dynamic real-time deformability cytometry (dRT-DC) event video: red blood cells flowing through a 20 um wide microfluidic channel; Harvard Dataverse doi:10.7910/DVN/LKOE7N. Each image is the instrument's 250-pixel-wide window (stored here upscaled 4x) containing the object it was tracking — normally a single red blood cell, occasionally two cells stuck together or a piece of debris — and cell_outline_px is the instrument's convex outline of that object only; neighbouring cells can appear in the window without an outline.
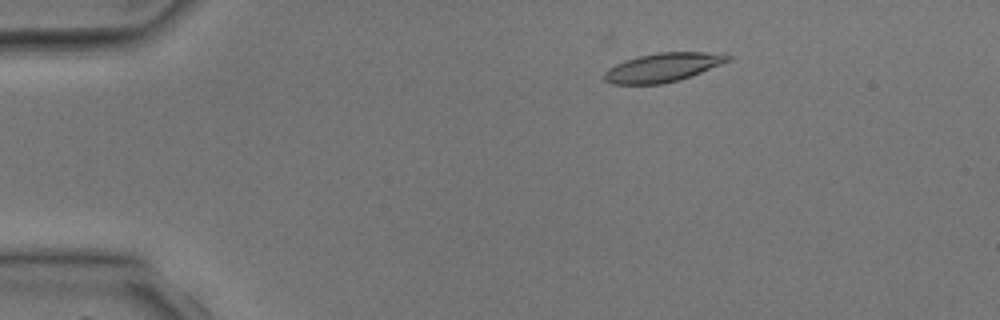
{"species": "common noctule bat (a hibernating species)", "species_latin": "Nyctalus noctula", "temperature_condition": "room temperature", "stored_images_in_passage": 4, "camera_frame_rate_fps": 3000, "um_per_image_px": 0.085, "animal": {"sex": "male", "body_mass_g": 17.9, "forearm_length_mm": 54.2}, "frame": {"image": 1, "passage_image": 2, "time_ms": 1.0, "image_size_px": [1000, 320], "cell_outline_px": [[732, 60], [680, 80], [664, 84], [612, 84], [604, 80], [604, 72], [608, 68], [624, 60], [656, 52], [724, 52], [732, 56]], "centroid_in_image_um": [56.39, 5.72], "position_along_channel_um": 28.6, "area_um2": 21.04}}